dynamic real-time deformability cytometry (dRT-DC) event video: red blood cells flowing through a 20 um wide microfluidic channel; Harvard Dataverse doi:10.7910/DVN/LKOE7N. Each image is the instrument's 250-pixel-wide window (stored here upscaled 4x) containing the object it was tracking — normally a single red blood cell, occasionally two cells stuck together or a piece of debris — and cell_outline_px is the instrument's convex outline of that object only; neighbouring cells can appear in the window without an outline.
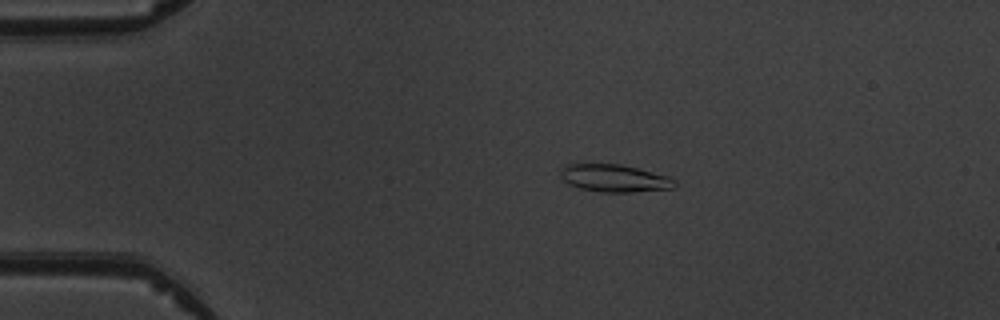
{"species": "common noctule bat (a hibernating species)", "species_latin": "Nyctalus noctula", "temperature_condition": "warm", "stored_images_in_passage": 6, "camera_frame_rate_fps": 3000, "um_per_image_px": 0.085, "animal": {"sex": "male", "body_mass_g": 19.5, "forearm_length_mm": 54.6}, "frame": {"image": 1, "passage_image": 3, "time_ms": 2.333, "image_size_px": [1000, 320], "cell_outline_px": [[676, 184], [672, 188], [632, 192], [600, 192], [580, 188], [568, 184], [560, 176], [560, 168], [564, 164], [576, 160], [620, 164], [668, 176], [676, 180]], "centroid_in_image_um": [52.08, 15.09], "position_along_channel_um": 32.9, "area_um2": 19.07}}